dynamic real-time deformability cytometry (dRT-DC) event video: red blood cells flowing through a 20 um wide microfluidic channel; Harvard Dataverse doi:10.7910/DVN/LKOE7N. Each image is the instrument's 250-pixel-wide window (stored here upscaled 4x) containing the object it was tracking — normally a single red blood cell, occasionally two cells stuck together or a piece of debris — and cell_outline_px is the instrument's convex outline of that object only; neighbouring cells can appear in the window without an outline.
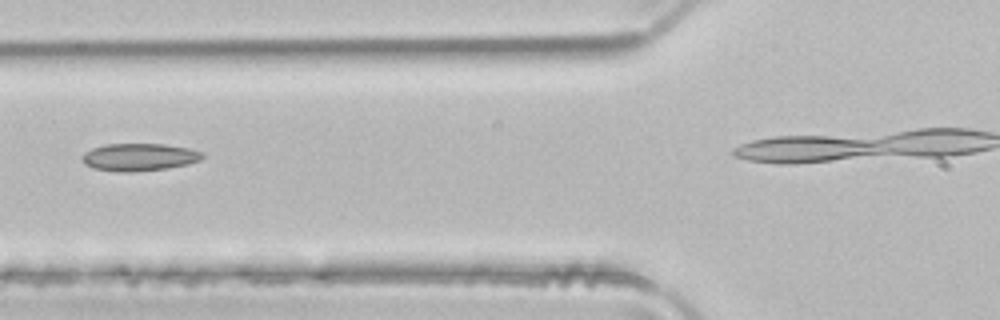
{"species": "common noctule bat (a hibernating species)", "species_latin": "Nyctalus noctula", "temperature_condition": "room temperature", "stored_images_in_passage": 3, "segment_of_instrument_passage": [1, 2], "camera_frame_rate_fps": 3000, "um_per_image_px": 0.085, "animal": {"sex": "male", "body_mass_g": 21.5, "forearm_length_mm": 52.0}, "frame": {"image": 1, "passage_image": 2, "time_ms": 0.333, "image_size_px": [1000, 320], "cell_outline_px": [[204, 156], [200, 160], [188, 164], [168, 168], [132, 172], [128, 172], [96, 168], [84, 164], [84, 152], [92, 148], [104, 144], [164, 144], [188, 148], [204, 152]], "centroid_in_image_um": [11.89, 13.34], "position_along_channel_um": 113.9, "area_um2": 19.07}}